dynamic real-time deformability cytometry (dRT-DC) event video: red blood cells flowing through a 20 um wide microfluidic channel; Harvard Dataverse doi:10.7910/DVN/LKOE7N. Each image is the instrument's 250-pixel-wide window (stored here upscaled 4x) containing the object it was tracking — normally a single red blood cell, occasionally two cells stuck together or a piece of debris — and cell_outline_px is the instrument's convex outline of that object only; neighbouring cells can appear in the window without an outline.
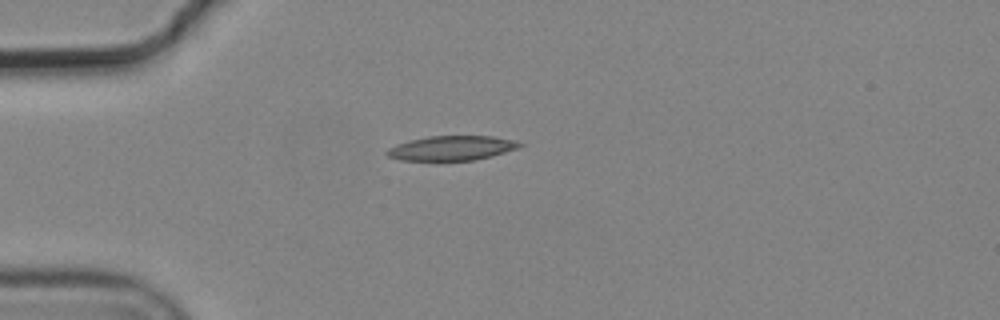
{"species": "common noctule bat (a hibernating species)", "species_latin": "Nyctalus noctula", "temperature_condition": "cold", "stored_images_in_passage": 2, "camera_frame_rate_fps": 3000, "um_per_image_px": 0.085, "animal": {"sex": "male", "body_mass_g": 19.2, "forearm_length_mm": 51.8}, "frame": {"image": 1, "passage_image": 1, "time_ms": 0.0, "image_size_px": [1000, 320], "cell_outline_px": [[524, 144], [520, 148], [492, 156], [476, 160], [400, 160], [388, 156], [384, 152], [388, 148], [396, 144], [428, 136], [492, 136], [512, 140]], "centroid_in_image_um": [38.4, 12.59], "position_along_channel_um": 46.6, "area_um2": 18.96}}